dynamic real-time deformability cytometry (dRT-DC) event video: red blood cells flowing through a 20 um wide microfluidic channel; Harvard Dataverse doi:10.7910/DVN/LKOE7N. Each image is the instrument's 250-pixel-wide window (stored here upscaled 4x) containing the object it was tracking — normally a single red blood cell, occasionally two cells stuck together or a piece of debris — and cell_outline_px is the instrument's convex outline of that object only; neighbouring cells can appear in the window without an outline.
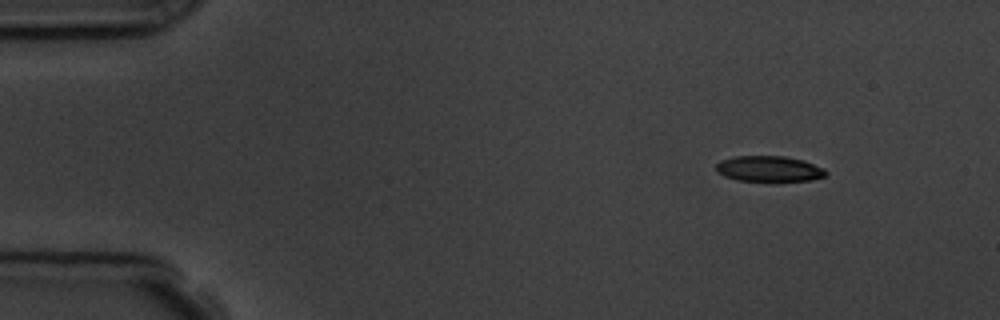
{"species": "common noctule bat (a hibernating species)", "species_latin": "Nyctalus noctula", "temperature_condition": "room temperature", "stored_images_in_passage": 8, "camera_frame_rate_fps": 3000, "um_per_image_px": 0.085, "animal": {"sex": "male", "body_mass_g": 19.5, "forearm_length_mm": 54.6}, "frame": {"image": 1, "passage_image": 1, "time_ms": 0.0, "image_size_px": [1000, 320], "cell_outline_px": [[828, 172], [824, 176], [812, 180], [736, 180], [724, 176], [716, 172], [716, 164], [720, 160], [736, 156], [784, 156], [804, 160], [824, 168]], "centroid_in_image_um": [65.35, 14.33], "position_along_channel_um": 19.6, "area_um2": 16.3}}
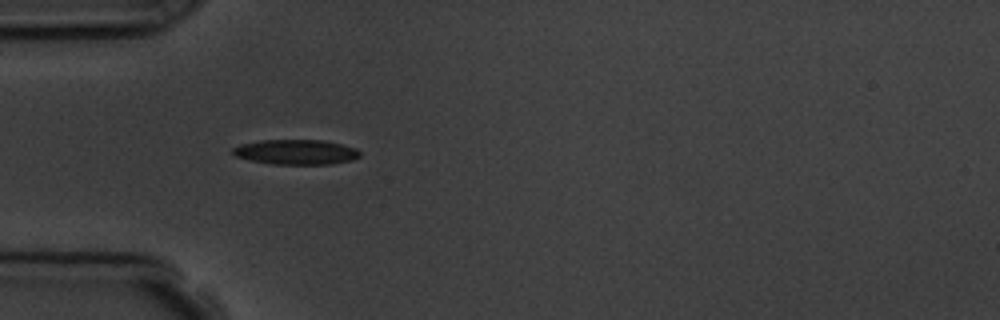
{"frame": {"image": 2, "passage_image": 4, "time_ms": 3.333, "image_size_px": [1000, 320], "cell_outline_px": [[360, 156], [352, 160], [332, 164], [272, 164], [248, 160], [236, 156], [232, 152], [232, 148], [240, 144], [264, 140], [324, 140], [356, 148], [360, 152]], "centroid_in_image_um": [25.16, 12.92], "position_along_channel_um": 59.8, "area_um2": 18.5}}